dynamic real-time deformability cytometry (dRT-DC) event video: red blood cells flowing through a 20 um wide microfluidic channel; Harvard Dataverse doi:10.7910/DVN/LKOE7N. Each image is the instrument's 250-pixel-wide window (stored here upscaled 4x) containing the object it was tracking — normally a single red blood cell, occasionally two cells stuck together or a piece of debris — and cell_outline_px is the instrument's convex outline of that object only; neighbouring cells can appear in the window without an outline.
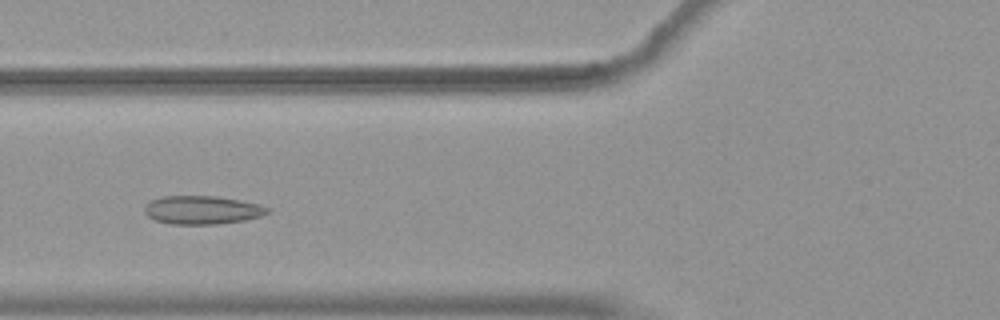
{"species": "common noctule bat (a hibernating species)", "species_latin": "Nyctalus noctula", "temperature_condition": "warm", "stored_images_in_passage": 51, "camera_frame_rate_fps": 3000, "um_per_image_px": 0.085, "animal": {"sex": "female", "body_mass_g": 19.9}, "frame": {"image": 1, "passage_image": 18, "time_ms": 5.667, "image_size_px": [1000, 320], "cell_outline_px": [[272, 208], [268, 212], [260, 216], [244, 220], [216, 224], [172, 224], [156, 220], [148, 216], [144, 212], [144, 208], [152, 200], [160, 196], [216, 196], [240, 200], [260, 204]], "centroid_in_image_um": [17.21, 17.84], "position_along_channel_um": 108.6, "area_um2": 20.29}}
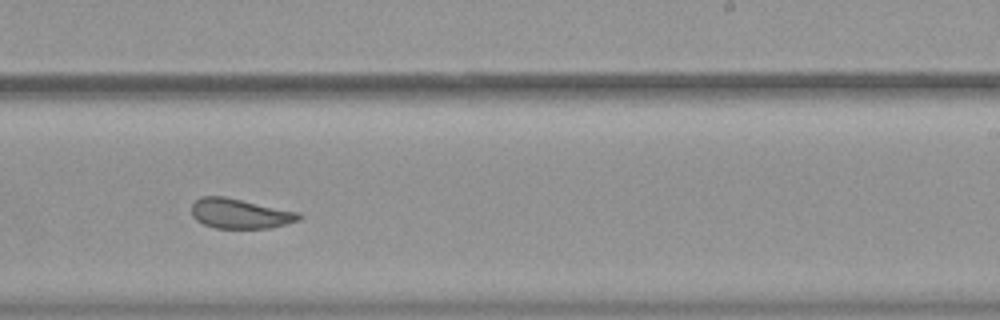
{"frame": {"image": 2, "passage_image": 31, "time_ms": 10.0, "image_size_px": [1000, 320], "cell_outline_px": [[304, 216], [300, 220], [268, 228], [216, 228], [204, 224], [196, 220], [192, 216], [192, 204], [200, 196], [224, 196], [300, 212]], "centroid_in_image_um": [20.41, 18.15], "position_along_channel_um": 268.6, "area_um2": 18.73}}
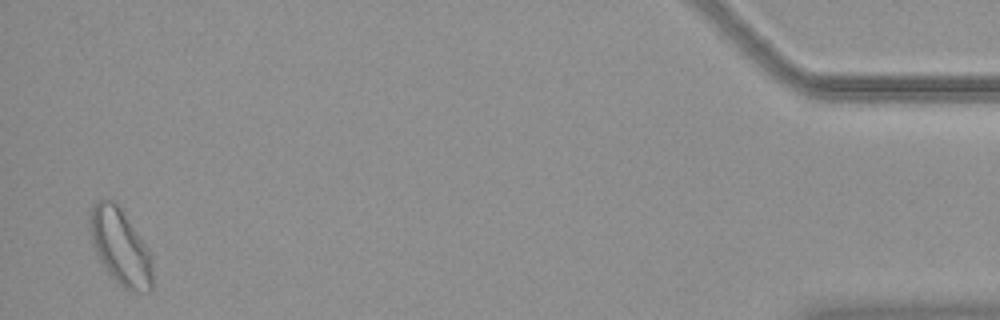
{"frame": {"image": 3, "passage_image": 50, "time_ms": 16.333, "image_size_px": [1000, 320], "cell_outline_px": [[152, 292], [148, 292], [124, 288], [108, 272], [96, 256], [88, 232], [88, 216], [96, 200], [108, 196], [120, 208], [140, 236], [148, 248], [152, 256]], "centroid_in_image_um": [10.19, 20.94], "position_along_channel_um": 425.0, "area_um2": 28.03}, "authors_computed_cell_mechanics": {"area_um2": 21.386, "velocity_mm_per_s": 3.707, "shape_relaxation_time_tau1_ms": null, "shape_relaxation_time_tau2_ms": 1.324, "deformation_change_tau1": null, "deformation_change_tau2": 0.0731}}